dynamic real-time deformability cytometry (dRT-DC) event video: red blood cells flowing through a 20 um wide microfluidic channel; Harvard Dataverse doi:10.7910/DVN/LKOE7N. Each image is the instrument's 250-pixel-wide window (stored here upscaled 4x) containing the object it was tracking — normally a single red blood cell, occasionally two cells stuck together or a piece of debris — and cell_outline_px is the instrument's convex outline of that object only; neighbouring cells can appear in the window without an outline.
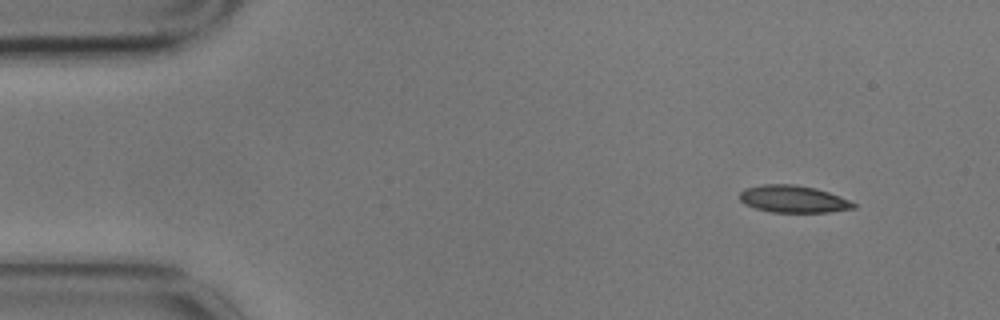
{"species": "common noctule bat (a hibernating species)", "species_latin": "Nyctalus noctula", "temperature_condition": "cold", "stored_images_in_passage": 2, "camera_frame_rate_fps": 3000, "um_per_image_px": 0.085, "animal": {"sex": "male", "body_mass_g": 17.9}, "frame": {"image": 1, "passage_image": 1, "time_ms": 0.0, "image_size_px": [1000, 320], "cell_outline_px": [[856, 208], [832, 212], [772, 212], [756, 208], [744, 204], [740, 200], [740, 192], [744, 188], [764, 184], [792, 184], [816, 188], [840, 196], [856, 204]], "centroid_in_image_um": [67.43, 16.92], "position_along_channel_um": 17.6, "area_um2": 18.03}}